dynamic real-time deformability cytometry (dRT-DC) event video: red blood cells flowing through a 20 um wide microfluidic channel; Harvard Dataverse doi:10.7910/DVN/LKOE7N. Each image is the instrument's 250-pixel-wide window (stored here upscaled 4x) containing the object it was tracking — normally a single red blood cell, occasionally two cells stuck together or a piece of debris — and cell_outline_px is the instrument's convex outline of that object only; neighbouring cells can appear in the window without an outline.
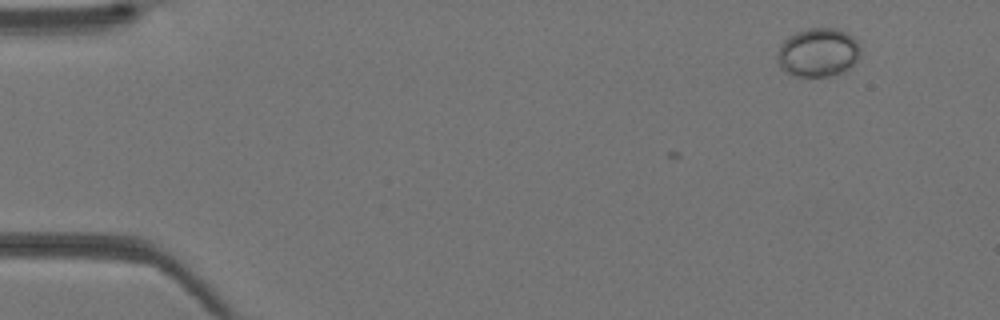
{"species": "Egyptian fruit bat (a non-hibernating species)", "species_latin": "Rousettus aegyptiacus", "temperature_condition": "warm", "stored_images_in_passage": 2, "camera_frame_rate_fps": 3000, "um_per_image_px": 0.085, "animal": {"sex": "female"}, "frame": {"image": 1, "passage_image": 2, "time_ms": 0.333, "image_size_px": [1000, 320], "cell_outline_px": [[860, 56], [848, 68], [840, 72], [828, 76], [796, 76], [784, 72], [780, 68], [776, 60], [776, 56], [784, 40], [788, 36], [796, 32], [808, 28], [836, 28], [852, 36], [856, 40], [860, 48]], "centroid_in_image_um": [69.5, 4.46], "position_along_channel_um": 15.5, "area_um2": 23.52}}